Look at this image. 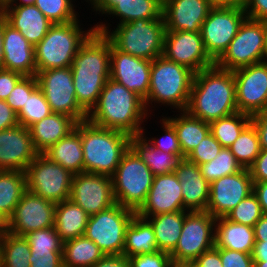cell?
Listing matches in <instances>:
<instances>
[{
    "label": "cell",
    "mask_w": 267,
    "mask_h": 267,
    "mask_svg": "<svg viewBox=\"0 0 267 267\" xmlns=\"http://www.w3.org/2000/svg\"><path fill=\"white\" fill-rule=\"evenodd\" d=\"M80 20L53 24L45 37L34 47L37 72L53 68L71 67L79 47L95 31L80 27Z\"/></svg>",
    "instance_id": "6"
},
{
    "label": "cell",
    "mask_w": 267,
    "mask_h": 267,
    "mask_svg": "<svg viewBox=\"0 0 267 267\" xmlns=\"http://www.w3.org/2000/svg\"><path fill=\"white\" fill-rule=\"evenodd\" d=\"M130 267H175L170 253L156 251L128 257Z\"/></svg>",
    "instance_id": "50"
},
{
    "label": "cell",
    "mask_w": 267,
    "mask_h": 267,
    "mask_svg": "<svg viewBox=\"0 0 267 267\" xmlns=\"http://www.w3.org/2000/svg\"><path fill=\"white\" fill-rule=\"evenodd\" d=\"M111 41L94 31L79 47L71 69L73 75L110 77Z\"/></svg>",
    "instance_id": "22"
},
{
    "label": "cell",
    "mask_w": 267,
    "mask_h": 267,
    "mask_svg": "<svg viewBox=\"0 0 267 267\" xmlns=\"http://www.w3.org/2000/svg\"><path fill=\"white\" fill-rule=\"evenodd\" d=\"M6 70L24 76H36L34 46L21 33L10 26L3 17V64Z\"/></svg>",
    "instance_id": "24"
},
{
    "label": "cell",
    "mask_w": 267,
    "mask_h": 267,
    "mask_svg": "<svg viewBox=\"0 0 267 267\" xmlns=\"http://www.w3.org/2000/svg\"><path fill=\"white\" fill-rule=\"evenodd\" d=\"M17 113L6 103L0 100V131L17 126Z\"/></svg>",
    "instance_id": "58"
},
{
    "label": "cell",
    "mask_w": 267,
    "mask_h": 267,
    "mask_svg": "<svg viewBox=\"0 0 267 267\" xmlns=\"http://www.w3.org/2000/svg\"><path fill=\"white\" fill-rule=\"evenodd\" d=\"M90 215L70 199L56 203L54 227L63 242L84 235Z\"/></svg>",
    "instance_id": "31"
},
{
    "label": "cell",
    "mask_w": 267,
    "mask_h": 267,
    "mask_svg": "<svg viewBox=\"0 0 267 267\" xmlns=\"http://www.w3.org/2000/svg\"><path fill=\"white\" fill-rule=\"evenodd\" d=\"M86 2H88L89 4L93 1V0H85Z\"/></svg>",
    "instance_id": "72"
},
{
    "label": "cell",
    "mask_w": 267,
    "mask_h": 267,
    "mask_svg": "<svg viewBox=\"0 0 267 267\" xmlns=\"http://www.w3.org/2000/svg\"><path fill=\"white\" fill-rule=\"evenodd\" d=\"M195 72L188 67L168 60L161 55L152 60L150 86L144 100L146 111L149 104L155 102L185 111L194 80Z\"/></svg>",
    "instance_id": "5"
},
{
    "label": "cell",
    "mask_w": 267,
    "mask_h": 267,
    "mask_svg": "<svg viewBox=\"0 0 267 267\" xmlns=\"http://www.w3.org/2000/svg\"><path fill=\"white\" fill-rule=\"evenodd\" d=\"M78 122L65 114L51 113L28 129L36 151L43 154L53 144L73 131Z\"/></svg>",
    "instance_id": "27"
},
{
    "label": "cell",
    "mask_w": 267,
    "mask_h": 267,
    "mask_svg": "<svg viewBox=\"0 0 267 267\" xmlns=\"http://www.w3.org/2000/svg\"><path fill=\"white\" fill-rule=\"evenodd\" d=\"M159 251L152 225L135 214L126 228L123 255L136 256Z\"/></svg>",
    "instance_id": "34"
},
{
    "label": "cell",
    "mask_w": 267,
    "mask_h": 267,
    "mask_svg": "<svg viewBox=\"0 0 267 267\" xmlns=\"http://www.w3.org/2000/svg\"><path fill=\"white\" fill-rule=\"evenodd\" d=\"M246 17L243 4L210 10L200 33L206 53L214 62L227 50Z\"/></svg>",
    "instance_id": "13"
},
{
    "label": "cell",
    "mask_w": 267,
    "mask_h": 267,
    "mask_svg": "<svg viewBox=\"0 0 267 267\" xmlns=\"http://www.w3.org/2000/svg\"><path fill=\"white\" fill-rule=\"evenodd\" d=\"M163 7L156 0H119L106 14L118 17L120 24L136 19L163 18Z\"/></svg>",
    "instance_id": "36"
},
{
    "label": "cell",
    "mask_w": 267,
    "mask_h": 267,
    "mask_svg": "<svg viewBox=\"0 0 267 267\" xmlns=\"http://www.w3.org/2000/svg\"><path fill=\"white\" fill-rule=\"evenodd\" d=\"M3 64V16L0 14V69Z\"/></svg>",
    "instance_id": "66"
},
{
    "label": "cell",
    "mask_w": 267,
    "mask_h": 267,
    "mask_svg": "<svg viewBox=\"0 0 267 267\" xmlns=\"http://www.w3.org/2000/svg\"><path fill=\"white\" fill-rule=\"evenodd\" d=\"M215 246L243 253L252 254L255 245L254 228L228 220L226 217L216 218Z\"/></svg>",
    "instance_id": "28"
},
{
    "label": "cell",
    "mask_w": 267,
    "mask_h": 267,
    "mask_svg": "<svg viewBox=\"0 0 267 267\" xmlns=\"http://www.w3.org/2000/svg\"><path fill=\"white\" fill-rule=\"evenodd\" d=\"M182 187L183 207L186 211H206L210 197V183L200 173L197 164L184 158L174 172Z\"/></svg>",
    "instance_id": "25"
},
{
    "label": "cell",
    "mask_w": 267,
    "mask_h": 267,
    "mask_svg": "<svg viewBox=\"0 0 267 267\" xmlns=\"http://www.w3.org/2000/svg\"><path fill=\"white\" fill-rule=\"evenodd\" d=\"M27 190L39 197L60 203L68 200L73 174L44 154H38L26 171Z\"/></svg>",
    "instance_id": "11"
},
{
    "label": "cell",
    "mask_w": 267,
    "mask_h": 267,
    "mask_svg": "<svg viewBox=\"0 0 267 267\" xmlns=\"http://www.w3.org/2000/svg\"><path fill=\"white\" fill-rule=\"evenodd\" d=\"M213 7H233L242 5L244 0H207Z\"/></svg>",
    "instance_id": "64"
},
{
    "label": "cell",
    "mask_w": 267,
    "mask_h": 267,
    "mask_svg": "<svg viewBox=\"0 0 267 267\" xmlns=\"http://www.w3.org/2000/svg\"><path fill=\"white\" fill-rule=\"evenodd\" d=\"M69 199L90 216L109 209L116 204L112 177L91 172L75 174Z\"/></svg>",
    "instance_id": "15"
},
{
    "label": "cell",
    "mask_w": 267,
    "mask_h": 267,
    "mask_svg": "<svg viewBox=\"0 0 267 267\" xmlns=\"http://www.w3.org/2000/svg\"><path fill=\"white\" fill-rule=\"evenodd\" d=\"M188 267H222L220 248L214 246L204 251Z\"/></svg>",
    "instance_id": "55"
},
{
    "label": "cell",
    "mask_w": 267,
    "mask_h": 267,
    "mask_svg": "<svg viewBox=\"0 0 267 267\" xmlns=\"http://www.w3.org/2000/svg\"><path fill=\"white\" fill-rule=\"evenodd\" d=\"M151 60L123 53L111 43L110 78L145 100L150 86Z\"/></svg>",
    "instance_id": "19"
},
{
    "label": "cell",
    "mask_w": 267,
    "mask_h": 267,
    "mask_svg": "<svg viewBox=\"0 0 267 267\" xmlns=\"http://www.w3.org/2000/svg\"><path fill=\"white\" fill-rule=\"evenodd\" d=\"M253 228L255 241L267 240V214H263Z\"/></svg>",
    "instance_id": "61"
},
{
    "label": "cell",
    "mask_w": 267,
    "mask_h": 267,
    "mask_svg": "<svg viewBox=\"0 0 267 267\" xmlns=\"http://www.w3.org/2000/svg\"><path fill=\"white\" fill-rule=\"evenodd\" d=\"M221 144L209 133L186 157V159L197 165L213 160L222 150Z\"/></svg>",
    "instance_id": "48"
},
{
    "label": "cell",
    "mask_w": 267,
    "mask_h": 267,
    "mask_svg": "<svg viewBox=\"0 0 267 267\" xmlns=\"http://www.w3.org/2000/svg\"><path fill=\"white\" fill-rule=\"evenodd\" d=\"M162 128L164 129L163 132L165 133L164 136L160 137L159 139L157 138H146L144 133L145 131L141 133V135L156 149L159 151L167 152V153H172V154H177V155H182V151L180 148L179 140L177 138L176 131L174 127L165 119L162 118ZM151 139V140H150Z\"/></svg>",
    "instance_id": "47"
},
{
    "label": "cell",
    "mask_w": 267,
    "mask_h": 267,
    "mask_svg": "<svg viewBox=\"0 0 267 267\" xmlns=\"http://www.w3.org/2000/svg\"><path fill=\"white\" fill-rule=\"evenodd\" d=\"M130 148L145 162L154 176L175 172L185 158L183 155L159 151L142 135L130 136Z\"/></svg>",
    "instance_id": "30"
},
{
    "label": "cell",
    "mask_w": 267,
    "mask_h": 267,
    "mask_svg": "<svg viewBox=\"0 0 267 267\" xmlns=\"http://www.w3.org/2000/svg\"><path fill=\"white\" fill-rule=\"evenodd\" d=\"M228 148L242 168L249 169L261 152L259 137L254 124L250 122Z\"/></svg>",
    "instance_id": "40"
},
{
    "label": "cell",
    "mask_w": 267,
    "mask_h": 267,
    "mask_svg": "<svg viewBox=\"0 0 267 267\" xmlns=\"http://www.w3.org/2000/svg\"><path fill=\"white\" fill-rule=\"evenodd\" d=\"M163 56L195 73L215 65L206 53L200 32L166 31Z\"/></svg>",
    "instance_id": "17"
},
{
    "label": "cell",
    "mask_w": 267,
    "mask_h": 267,
    "mask_svg": "<svg viewBox=\"0 0 267 267\" xmlns=\"http://www.w3.org/2000/svg\"><path fill=\"white\" fill-rule=\"evenodd\" d=\"M106 24L97 23L94 29L104 34L117 50L151 61L163 55L166 32L163 18L136 19L117 25L112 32L109 31L110 25Z\"/></svg>",
    "instance_id": "4"
},
{
    "label": "cell",
    "mask_w": 267,
    "mask_h": 267,
    "mask_svg": "<svg viewBox=\"0 0 267 267\" xmlns=\"http://www.w3.org/2000/svg\"><path fill=\"white\" fill-rule=\"evenodd\" d=\"M38 154L27 127L18 124L0 131V170L25 172Z\"/></svg>",
    "instance_id": "21"
},
{
    "label": "cell",
    "mask_w": 267,
    "mask_h": 267,
    "mask_svg": "<svg viewBox=\"0 0 267 267\" xmlns=\"http://www.w3.org/2000/svg\"><path fill=\"white\" fill-rule=\"evenodd\" d=\"M182 112V113H181ZM175 117H164L175 129L182 155H187L210 133V124L180 111Z\"/></svg>",
    "instance_id": "32"
},
{
    "label": "cell",
    "mask_w": 267,
    "mask_h": 267,
    "mask_svg": "<svg viewBox=\"0 0 267 267\" xmlns=\"http://www.w3.org/2000/svg\"><path fill=\"white\" fill-rule=\"evenodd\" d=\"M253 193V179L249 169L216 179L210 184L206 211L213 217H225L236 205Z\"/></svg>",
    "instance_id": "18"
},
{
    "label": "cell",
    "mask_w": 267,
    "mask_h": 267,
    "mask_svg": "<svg viewBox=\"0 0 267 267\" xmlns=\"http://www.w3.org/2000/svg\"><path fill=\"white\" fill-rule=\"evenodd\" d=\"M251 255L254 261H267V240L256 241Z\"/></svg>",
    "instance_id": "62"
},
{
    "label": "cell",
    "mask_w": 267,
    "mask_h": 267,
    "mask_svg": "<svg viewBox=\"0 0 267 267\" xmlns=\"http://www.w3.org/2000/svg\"><path fill=\"white\" fill-rule=\"evenodd\" d=\"M263 215L257 196L251 193L240 201L225 217L235 223L254 227Z\"/></svg>",
    "instance_id": "45"
},
{
    "label": "cell",
    "mask_w": 267,
    "mask_h": 267,
    "mask_svg": "<svg viewBox=\"0 0 267 267\" xmlns=\"http://www.w3.org/2000/svg\"><path fill=\"white\" fill-rule=\"evenodd\" d=\"M243 6L248 18L267 22V0H244Z\"/></svg>",
    "instance_id": "54"
},
{
    "label": "cell",
    "mask_w": 267,
    "mask_h": 267,
    "mask_svg": "<svg viewBox=\"0 0 267 267\" xmlns=\"http://www.w3.org/2000/svg\"><path fill=\"white\" fill-rule=\"evenodd\" d=\"M135 211L114 204L107 210L89 217L84 235L107 255H123L126 228Z\"/></svg>",
    "instance_id": "10"
},
{
    "label": "cell",
    "mask_w": 267,
    "mask_h": 267,
    "mask_svg": "<svg viewBox=\"0 0 267 267\" xmlns=\"http://www.w3.org/2000/svg\"><path fill=\"white\" fill-rule=\"evenodd\" d=\"M84 157V172L112 176L123 154L130 147V135L103 128L86 121L79 122Z\"/></svg>",
    "instance_id": "3"
},
{
    "label": "cell",
    "mask_w": 267,
    "mask_h": 267,
    "mask_svg": "<svg viewBox=\"0 0 267 267\" xmlns=\"http://www.w3.org/2000/svg\"><path fill=\"white\" fill-rule=\"evenodd\" d=\"M222 267H254V260L249 253L220 248Z\"/></svg>",
    "instance_id": "52"
},
{
    "label": "cell",
    "mask_w": 267,
    "mask_h": 267,
    "mask_svg": "<svg viewBox=\"0 0 267 267\" xmlns=\"http://www.w3.org/2000/svg\"><path fill=\"white\" fill-rule=\"evenodd\" d=\"M26 190L24 171L0 170V211L9 218Z\"/></svg>",
    "instance_id": "37"
},
{
    "label": "cell",
    "mask_w": 267,
    "mask_h": 267,
    "mask_svg": "<svg viewBox=\"0 0 267 267\" xmlns=\"http://www.w3.org/2000/svg\"><path fill=\"white\" fill-rule=\"evenodd\" d=\"M254 267H267V261H254Z\"/></svg>",
    "instance_id": "69"
},
{
    "label": "cell",
    "mask_w": 267,
    "mask_h": 267,
    "mask_svg": "<svg viewBox=\"0 0 267 267\" xmlns=\"http://www.w3.org/2000/svg\"><path fill=\"white\" fill-rule=\"evenodd\" d=\"M266 60L265 21L246 17L229 47L215 65L233 71Z\"/></svg>",
    "instance_id": "9"
},
{
    "label": "cell",
    "mask_w": 267,
    "mask_h": 267,
    "mask_svg": "<svg viewBox=\"0 0 267 267\" xmlns=\"http://www.w3.org/2000/svg\"><path fill=\"white\" fill-rule=\"evenodd\" d=\"M251 122L256 128L261 149H267V108L252 115Z\"/></svg>",
    "instance_id": "57"
},
{
    "label": "cell",
    "mask_w": 267,
    "mask_h": 267,
    "mask_svg": "<svg viewBox=\"0 0 267 267\" xmlns=\"http://www.w3.org/2000/svg\"><path fill=\"white\" fill-rule=\"evenodd\" d=\"M0 14L34 47L53 25L35 5L8 6Z\"/></svg>",
    "instance_id": "26"
},
{
    "label": "cell",
    "mask_w": 267,
    "mask_h": 267,
    "mask_svg": "<svg viewBox=\"0 0 267 267\" xmlns=\"http://www.w3.org/2000/svg\"><path fill=\"white\" fill-rule=\"evenodd\" d=\"M212 8L207 0H171L162 11L166 31L200 32Z\"/></svg>",
    "instance_id": "23"
},
{
    "label": "cell",
    "mask_w": 267,
    "mask_h": 267,
    "mask_svg": "<svg viewBox=\"0 0 267 267\" xmlns=\"http://www.w3.org/2000/svg\"><path fill=\"white\" fill-rule=\"evenodd\" d=\"M36 78L52 113L65 114L77 122L87 120L88 113L77 102L71 67L36 72Z\"/></svg>",
    "instance_id": "12"
},
{
    "label": "cell",
    "mask_w": 267,
    "mask_h": 267,
    "mask_svg": "<svg viewBox=\"0 0 267 267\" xmlns=\"http://www.w3.org/2000/svg\"><path fill=\"white\" fill-rule=\"evenodd\" d=\"M162 7L171 0H156Z\"/></svg>",
    "instance_id": "71"
},
{
    "label": "cell",
    "mask_w": 267,
    "mask_h": 267,
    "mask_svg": "<svg viewBox=\"0 0 267 267\" xmlns=\"http://www.w3.org/2000/svg\"><path fill=\"white\" fill-rule=\"evenodd\" d=\"M238 112L250 116L267 108V60L233 70Z\"/></svg>",
    "instance_id": "14"
},
{
    "label": "cell",
    "mask_w": 267,
    "mask_h": 267,
    "mask_svg": "<svg viewBox=\"0 0 267 267\" xmlns=\"http://www.w3.org/2000/svg\"><path fill=\"white\" fill-rule=\"evenodd\" d=\"M31 250L24 236L6 233L0 237V267H31Z\"/></svg>",
    "instance_id": "38"
},
{
    "label": "cell",
    "mask_w": 267,
    "mask_h": 267,
    "mask_svg": "<svg viewBox=\"0 0 267 267\" xmlns=\"http://www.w3.org/2000/svg\"><path fill=\"white\" fill-rule=\"evenodd\" d=\"M24 77L21 73L0 69V100H6L16 84Z\"/></svg>",
    "instance_id": "53"
},
{
    "label": "cell",
    "mask_w": 267,
    "mask_h": 267,
    "mask_svg": "<svg viewBox=\"0 0 267 267\" xmlns=\"http://www.w3.org/2000/svg\"><path fill=\"white\" fill-rule=\"evenodd\" d=\"M9 233V218L0 211V237Z\"/></svg>",
    "instance_id": "65"
},
{
    "label": "cell",
    "mask_w": 267,
    "mask_h": 267,
    "mask_svg": "<svg viewBox=\"0 0 267 267\" xmlns=\"http://www.w3.org/2000/svg\"><path fill=\"white\" fill-rule=\"evenodd\" d=\"M186 211L183 207L182 187L176 174L156 175L145 203L136 212L141 218L165 213Z\"/></svg>",
    "instance_id": "20"
},
{
    "label": "cell",
    "mask_w": 267,
    "mask_h": 267,
    "mask_svg": "<svg viewBox=\"0 0 267 267\" xmlns=\"http://www.w3.org/2000/svg\"><path fill=\"white\" fill-rule=\"evenodd\" d=\"M63 267H92L105 255L85 235L63 242Z\"/></svg>",
    "instance_id": "35"
},
{
    "label": "cell",
    "mask_w": 267,
    "mask_h": 267,
    "mask_svg": "<svg viewBox=\"0 0 267 267\" xmlns=\"http://www.w3.org/2000/svg\"><path fill=\"white\" fill-rule=\"evenodd\" d=\"M112 177L115 202L137 212L145 203L154 175L129 147Z\"/></svg>",
    "instance_id": "7"
},
{
    "label": "cell",
    "mask_w": 267,
    "mask_h": 267,
    "mask_svg": "<svg viewBox=\"0 0 267 267\" xmlns=\"http://www.w3.org/2000/svg\"><path fill=\"white\" fill-rule=\"evenodd\" d=\"M265 50H266V59H267V22L265 21Z\"/></svg>",
    "instance_id": "70"
},
{
    "label": "cell",
    "mask_w": 267,
    "mask_h": 267,
    "mask_svg": "<svg viewBox=\"0 0 267 267\" xmlns=\"http://www.w3.org/2000/svg\"><path fill=\"white\" fill-rule=\"evenodd\" d=\"M51 113L50 105L38 86L30 95H28L23 108L17 113V119L20 125L29 128L32 124L49 116Z\"/></svg>",
    "instance_id": "43"
},
{
    "label": "cell",
    "mask_w": 267,
    "mask_h": 267,
    "mask_svg": "<svg viewBox=\"0 0 267 267\" xmlns=\"http://www.w3.org/2000/svg\"><path fill=\"white\" fill-rule=\"evenodd\" d=\"M56 203L26 190L9 217V233L24 236L28 232L54 226Z\"/></svg>",
    "instance_id": "16"
},
{
    "label": "cell",
    "mask_w": 267,
    "mask_h": 267,
    "mask_svg": "<svg viewBox=\"0 0 267 267\" xmlns=\"http://www.w3.org/2000/svg\"><path fill=\"white\" fill-rule=\"evenodd\" d=\"M253 193L257 196L263 214H267V181L253 182Z\"/></svg>",
    "instance_id": "60"
},
{
    "label": "cell",
    "mask_w": 267,
    "mask_h": 267,
    "mask_svg": "<svg viewBox=\"0 0 267 267\" xmlns=\"http://www.w3.org/2000/svg\"><path fill=\"white\" fill-rule=\"evenodd\" d=\"M11 2L12 0H0V12L6 7H8Z\"/></svg>",
    "instance_id": "68"
},
{
    "label": "cell",
    "mask_w": 267,
    "mask_h": 267,
    "mask_svg": "<svg viewBox=\"0 0 267 267\" xmlns=\"http://www.w3.org/2000/svg\"><path fill=\"white\" fill-rule=\"evenodd\" d=\"M119 0H93L90 4L94 11L105 14L116 4Z\"/></svg>",
    "instance_id": "63"
},
{
    "label": "cell",
    "mask_w": 267,
    "mask_h": 267,
    "mask_svg": "<svg viewBox=\"0 0 267 267\" xmlns=\"http://www.w3.org/2000/svg\"><path fill=\"white\" fill-rule=\"evenodd\" d=\"M24 238L31 251H63V241L54 226L28 232Z\"/></svg>",
    "instance_id": "46"
},
{
    "label": "cell",
    "mask_w": 267,
    "mask_h": 267,
    "mask_svg": "<svg viewBox=\"0 0 267 267\" xmlns=\"http://www.w3.org/2000/svg\"><path fill=\"white\" fill-rule=\"evenodd\" d=\"M215 221L207 211H190L185 215L178 244L170 253L175 267H188L215 246Z\"/></svg>",
    "instance_id": "8"
},
{
    "label": "cell",
    "mask_w": 267,
    "mask_h": 267,
    "mask_svg": "<svg viewBox=\"0 0 267 267\" xmlns=\"http://www.w3.org/2000/svg\"><path fill=\"white\" fill-rule=\"evenodd\" d=\"M251 122V116L236 112L232 115L210 122V133L221 144L228 148L239 137L242 130Z\"/></svg>",
    "instance_id": "39"
},
{
    "label": "cell",
    "mask_w": 267,
    "mask_h": 267,
    "mask_svg": "<svg viewBox=\"0 0 267 267\" xmlns=\"http://www.w3.org/2000/svg\"><path fill=\"white\" fill-rule=\"evenodd\" d=\"M200 173L211 184L223 176L233 175L243 168L229 148L223 147L210 162L198 165Z\"/></svg>",
    "instance_id": "41"
},
{
    "label": "cell",
    "mask_w": 267,
    "mask_h": 267,
    "mask_svg": "<svg viewBox=\"0 0 267 267\" xmlns=\"http://www.w3.org/2000/svg\"><path fill=\"white\" fill-rule=\"evenodd\" d=\"M188 212L178 211L145 218L152 225L159 251L171 253L175 249Z\"/></svg>",
    "instance_id": "33"
},
{
    "label": "cell",
    "mask_w": 267,
    "mask_h": 267,
    "mask_svg": "<svg viewBox=\"0 0 267 267\" xmlns=\"http://www.w3.org/2000/svg\"><path fill=\"white\" fill-rule=\"evenodd\" d=\"M109 78L73 75L77 102L87 113L96 105L99 95Z\"/></svg>",
    "instance_id": "42"
},
{
    "label": "cell",
    "mask_w": 267,
    "mask_h": 267,
    "mask_svg": "<svg viewBox=\"0 0 267 267\" xmlns=\"http://www.w3.org/2000/svg\"><path fill=\"white\" fill-rule=\"evenodd\" d=\"M38 87L36 76H24L10 92L6 103L18 113L30 95Z\"/></svg>",
    "instance_id": "49"
},
{
    "label": "cell",
    "mask_w": 267,
    "mask_h": 267,
    "mask_svg": "<svg viewBox=\"0 0 267 267\" xmlns=\"http://www.w3.org/2000/svg\"><path fill=\"white\" fill-rule=\"evenodd\" d=\"M144 100L135 92L109 78L87 120L96 126L114 129L130 136L144 132L142 123L147 121ZM144 119V120H143Z\"/></svg>",
    "instance_id": "2"
},
{
    "label": "cell",
    "mask_w": 267,
    "mask_h": 267,
    "mask_svg": "<svg viewBox=\"0 0 267 267\" xmlns=\"http://www.w3.org/2000/svg\"><path fill=\"white\" fill-rule=\"evenodd\" d=\"M63 251H31V267H63Z\"/></svg>",
    "instance_id": "51"
},
{
    "label": "cell",
    "mask_w": 267,
    "mask_h": 267,
    "mask_svg": "<svg viewBox=\"0 0 267 267\" xmlns=\"http://www.w3.org/2000/svg\"><path fill=\"white\" fill-rule=\"evenodd\" d=\"M35 1L36 0H12L9 6L34 5Z\"/></svg>",
    "instance_id": "67"
},
{
    "label": "cell",
    "mask_w": 267,
    "mask_h": 267,
    "mask_svg": "<svg viewBox=\"0 0 267 267\" xmlns=\"http://www.w3.org/2000/svg\"><path fill=\"white\" fill-rule=\"evenodd\" d=\"M249 171L253 182L267 181V149H261Z\"/></svg>",
    "instance_id": "56"
},
{
    "label": "cell",
    "mask_w": 267,
    "mask_h": 267,
    "mask_svg": "<svg viewBox=\"0 0 267 267\" xmlns=\"http://www.w3.org/2000/svg\"><path fill=\"white\" fill-rule=\"evenodd\" d=\"M185 111L208 123L238 112L233 71L214 65L195 73Z\"/></svg>",
    "instance_id": "1"
},
{
    "label": "cell",
    "mask_w": 267,
    "mask_h": 267,
    "mask_svg": "<svg viewBox=\"0 0 267 267\" xmlns=\"http://www.w3.org/2000/svg\"><path fill=\"white\" fill-rule=\"evenodd\" d=\"M74 0H36L34 5L52 24H66L78 19ZM78 13V14H77Z\"/></svg>",
    "instance_id": "44"
},
{
    "label": "cell",
    "mask_w": 267,
    "mask_h": 267,
    "mask_svg": "<svg viewBox=\"0 0 267 267\" xmlns=\"http://www.w3.org/2000/svg\"><path fill=\"white\" fill-rule=\"evenodd\" d=\"M92 267H130V263L124 255H107Z\"/></svg>",
    "instance_id": "59"
},
{
    "label": "cell",
    "mask_w": 267,
    "mask_h": 267,
    "mask_svg": "<svg viewBox=\"0 0 267 267\" xmlns=\"http://www.w3.org/2000/svg\"><path fill=\"white\" fill-rule=\"evenodd\" d=\"M53 162L60 164L73 175L84 172V157L79 134V122L67 136L53 144L43 153Z\"/></svg>",
    "instance_id": "29"
}]
</instances>
